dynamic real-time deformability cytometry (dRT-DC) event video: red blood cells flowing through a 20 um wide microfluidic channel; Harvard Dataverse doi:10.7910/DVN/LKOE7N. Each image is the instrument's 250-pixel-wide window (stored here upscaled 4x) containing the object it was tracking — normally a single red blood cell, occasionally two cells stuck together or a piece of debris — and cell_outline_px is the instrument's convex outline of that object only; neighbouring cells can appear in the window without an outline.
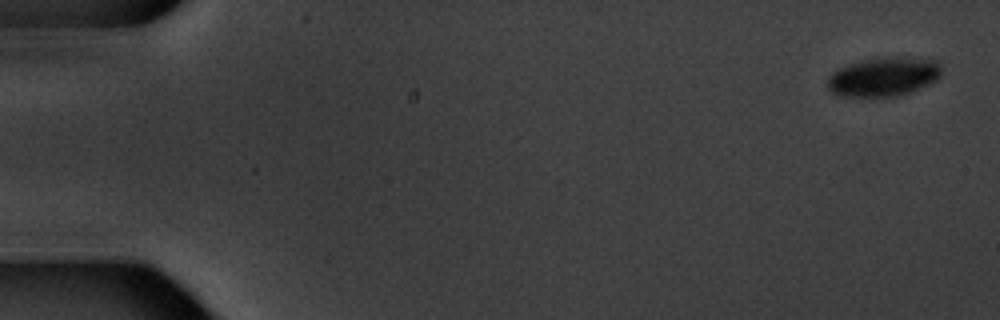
{"species": "common noctule bat (a hibernating species)", "species_latin": "Nyctalus noctula", "temperature_condition": "warm", "stored_images_in_passage": 8, "camera_frame_rate_fps": 3000, "um_per_image_px": 0.085, "animal": {"sex": "male", "body_mass_g": 20.1, "forearm_length_mm": 53.5}, "frame": {"image": 1, "passage_image": 1, "time_ms": 0.0, "image_size_px": [1000, 320], "cell_outline_px": [[940, 76], [936, 80], [912, 92], [900, 96], [836, 96], [828, 88], [828, 76], [832, 72], [848, 64], [864, 60], [892, 56], [900, 56], [936, 60], [940, 64]], "centroid_in_image_um": [75.11, 6.52], "position_along_channel_um": 9.9, "area_um2": 26.01}}
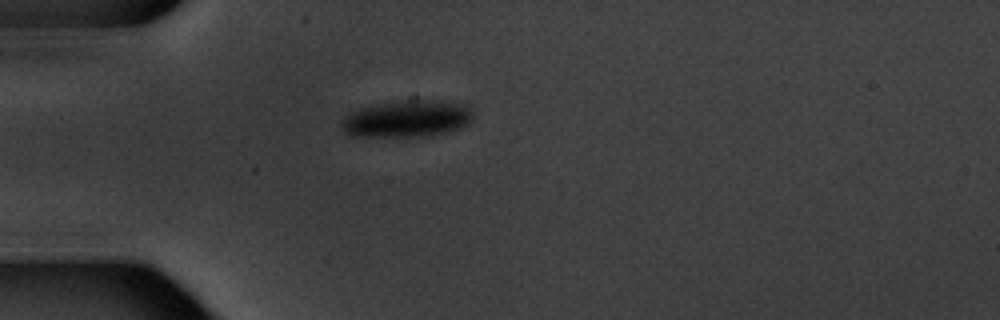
{"frame": {"image": 2, "passage_image": 5, "time_ms": 5.0, "image_size_px": [1000, 320], "cell_outline_px": [[472, 120], [468, 124], [460, 128], [444, 132], [424, 136], [352, 136], [344, 132], [340, 124], [352, 112], [360, 108], [400, 100], [440, 100], [468, 104], [472, 108]], "centroid_in_image_um": [34.66, 10.08], "position_along_channel_um": 50.3, "area_um2": 28.15}}